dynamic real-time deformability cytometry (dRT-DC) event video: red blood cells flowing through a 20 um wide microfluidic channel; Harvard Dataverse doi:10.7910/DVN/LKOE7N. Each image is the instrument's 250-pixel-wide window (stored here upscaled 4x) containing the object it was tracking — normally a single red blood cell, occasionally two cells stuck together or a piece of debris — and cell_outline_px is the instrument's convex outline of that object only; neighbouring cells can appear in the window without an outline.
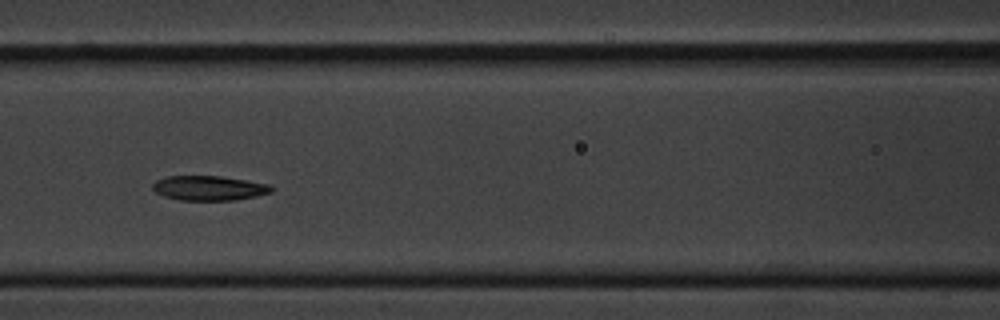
{"species": "common noctule bat (a hibernating species)", "species_latin": "Nyctalus noctula", "temperature_condition": "cold", "stored_images_in_passage": 9, "camera_frame_rate_fps": 3000, "um_per_image_px": 0.085, "animal": {"sex": "male", "body_mass_g": 20.1, "forearm_length_mm": 53.5}, "frame": {"image": 1, "passage_image": 6, "time_ms": 6.0, "image_size_px": [1000, 320], "cell_outline_px": [[276, 188], [272, 192], [256, 196], [236, 200], [180, 200], [164, 196], [156, 192], [152, 188], [152, 184], [156, 180], [168, 176], [220, 176], [268, 184]], "centroid_in_image_um": [17.78, 15.99], "position_along_channel_um": 148.8, "area_um2": 17.05}}
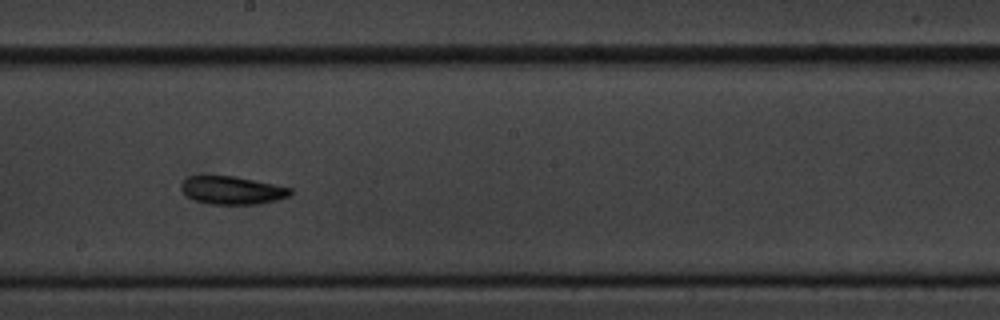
{"frame": {"image": 2, "passage_image": 8, "time_ms": 8.333, "image_size_px": [1000, 320], "cell_outline_px": [[292, 192], [288, 196], [276, 200], [256, 204], [212, 204], [196, 200], [188, 196], [180, 188], [180, 184], [188, 176], [232, 176], [292, 188]], "centroid_in_image_um": [19.71, 16.17], "position_along_channel_um": 228.5, "area_um2": 17.46}}
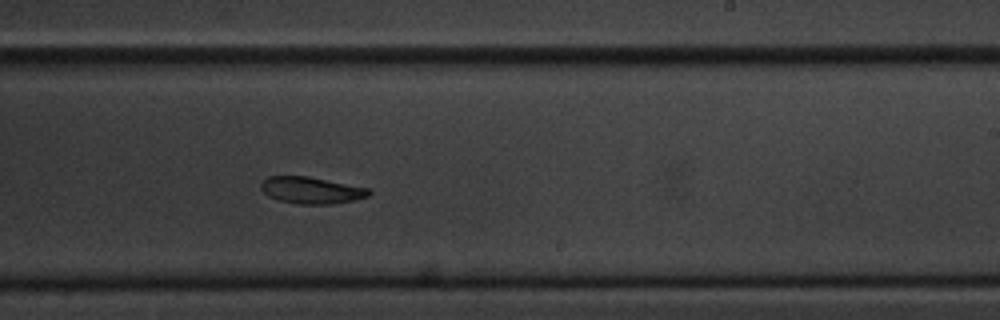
{"frame": {"image": 3, "passage_image": 9, "time_ms": 9.333, "image_size_px": [1000, 320], "cell_outline_px": [[372, 192], [368, 196], [352, 200], [328, 204], [296, 204], [280, 200], [268, 196], [260, 188], [260, 184], [268, 176], [308, 176], [368, 188]], "centroid_in_image_um": [26.43, 16.16], "position_along_channel_um": 262.6, "area_um2": 16.65}}